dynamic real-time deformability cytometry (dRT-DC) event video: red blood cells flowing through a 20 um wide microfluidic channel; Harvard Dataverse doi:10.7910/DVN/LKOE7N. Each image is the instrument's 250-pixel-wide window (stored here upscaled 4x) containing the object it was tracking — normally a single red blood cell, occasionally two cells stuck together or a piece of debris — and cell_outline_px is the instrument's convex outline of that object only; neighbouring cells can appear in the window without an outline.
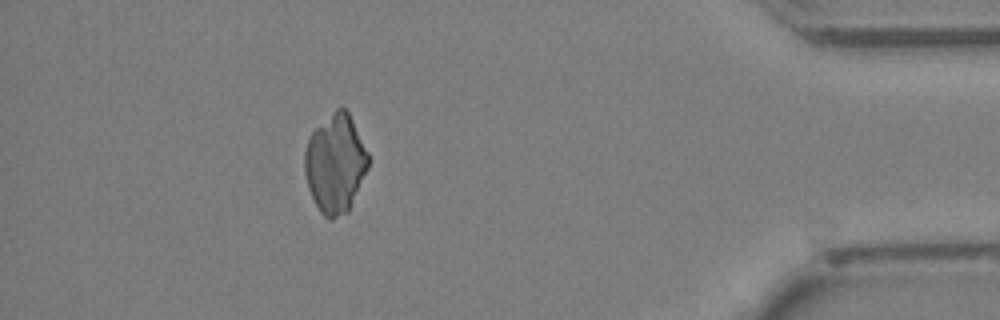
{"species": "Egyptian fruit bat (a non-hibernating species)", "species_latin": "Rousettus aegyptiacus", "temperature_condition": "cold", "stored_images_in_passage": 35, "camera_frame_rate_fps": 3000, "um_per_image_px": 0.085, "animal": {"sex": "female"}, "frame": {"image": 1, "passage_image": 31, "time_ms": 10.0, "image_size_px": [1000, 320], "cell_outline_px": [[368, 168], [348, 212], [332, 220], [328, 220], [320, 212], [308, 188], [304, 172], [304, 152], [308, 140], [312, 132], [336, 108], [344, 108], [348, 112], [368, 152]], "centroid_in_image_um": [28.49, 13.94], "position_along_channel_um": 406.7, "area_um2": 36.36}}